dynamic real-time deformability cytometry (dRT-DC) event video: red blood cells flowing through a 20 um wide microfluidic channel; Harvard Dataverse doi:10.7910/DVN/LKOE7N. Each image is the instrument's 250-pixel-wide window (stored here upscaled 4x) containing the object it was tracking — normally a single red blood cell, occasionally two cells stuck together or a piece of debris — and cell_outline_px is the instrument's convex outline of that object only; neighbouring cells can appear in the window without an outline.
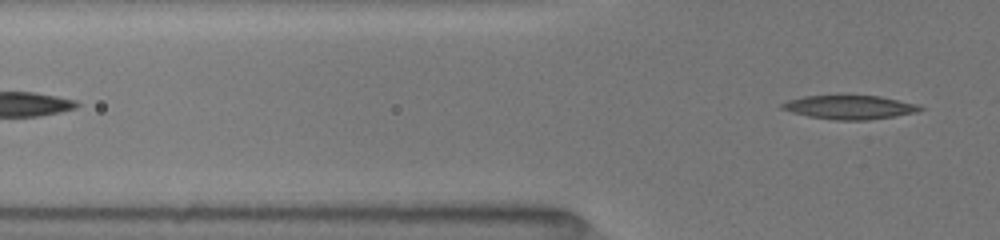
{"species": "common noctule bat (a hibernating species)", "species_latin": "Nyctalus noctula", "temperature_condition": "room temperature", "stored_images_in_passage": 18, "segment_of_instrument_passage": [2, 2], "camera_frame_rate_fps": 3000, "um_per_image_px": 0.085, "animal": {"sex": "female", "body_mass_g": 19.5, "forearm_length_mm": 54.1}, "frame": {"image": 1, "passage_image": 18, "time_ms": 6.0, "image_size_px": [1000, 240], "cell_outline_px": [[924, 108], [916, 112], [892, 116], [864, 120], [836, 120], [808, 116], [792, 112], [780, 108], [780, 104], [788, 100], [804, 96], [840, 92], [880, 96], [920, 104]], "centroid_in_image_um": [72.18, 9.05], "position_along_channel_um": 53.6, "area_um2": 20.06}}